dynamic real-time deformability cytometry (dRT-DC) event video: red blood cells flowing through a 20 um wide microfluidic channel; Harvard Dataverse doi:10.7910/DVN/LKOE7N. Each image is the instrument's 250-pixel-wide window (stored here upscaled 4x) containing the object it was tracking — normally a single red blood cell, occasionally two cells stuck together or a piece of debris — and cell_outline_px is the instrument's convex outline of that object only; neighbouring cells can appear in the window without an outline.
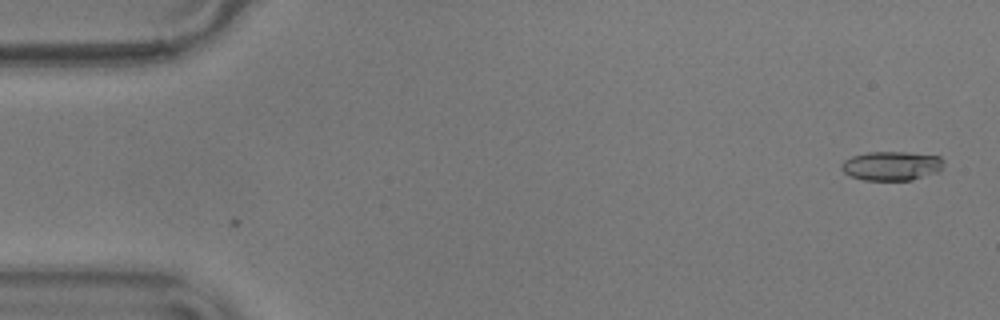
{"species": "common noctule bat (a hibernating species)", "species_latin": "Nyctalus noctula", "temperature_condition": "warm", "stored_images_in_passage": 2, "camera_frame_rate_fps": 3000, "um_per_image_px": 0.085, "animal": {"sex": "male", "body_mass_g": 17.9}, "frame": {"image": 1, "passage_image": 1, "time_ms": 0.0, "image_size_px": [1000, 320], "cell_outline_px": [[944, 160], [940, 168], [936, 172], [912, 180], [864, 180], [848, 176], [840, 168], [840, 164], [844, 160], [852, 156], [868, 152], [908, 152], [940, 156]], "centroid_in_image_um": [75.73, 14.09], "position_along_channel_um": 9.3, "area_um2": 17.4}}